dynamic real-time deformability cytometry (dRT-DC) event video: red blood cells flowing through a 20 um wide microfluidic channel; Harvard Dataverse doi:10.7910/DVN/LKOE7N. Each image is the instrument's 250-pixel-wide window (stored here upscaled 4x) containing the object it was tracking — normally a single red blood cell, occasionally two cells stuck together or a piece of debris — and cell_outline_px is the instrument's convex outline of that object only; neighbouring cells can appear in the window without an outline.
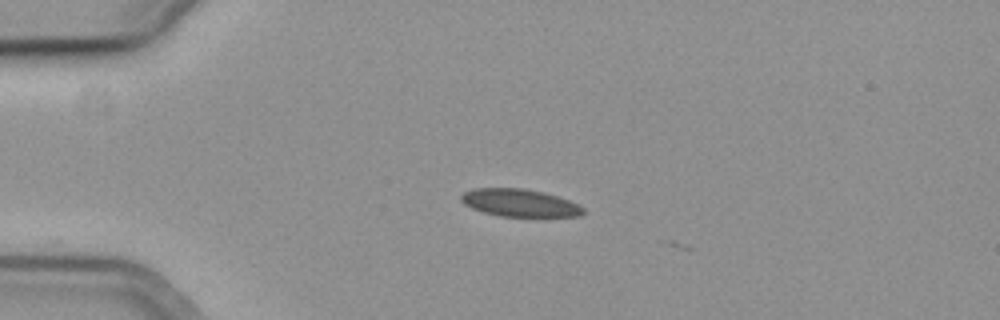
{"species": "common noctule bat (a hibernating species)", "species_latin": "Nyctalus noctula", "temperature_condition": "cold", "stored_images_in_passage": 3, "camera_frame_rate_fps": 3000, "um_per_image_px": 0.085, "animal": {"sex": "female", "body_mass_g": 19.3, "forearm_length_mm": 54.1}, "frame": {"image": 1, "passage_image": 2, "time_ms": 0.333, "image_size_px": [1000, 320], "cell_outline_px": [[584, 212], [580, 216], [500, 216], [484, 212], [472, 208], [464, 204], [460, 200], [460, 196], [464, 192], [472, 188], [524, 188], [544, 192], [568, 200], [584, 208]], "centroid_in_image_um": [44.13, 17.23], "position_along_channel_um": 40.9, "area_um2": 19.48}}